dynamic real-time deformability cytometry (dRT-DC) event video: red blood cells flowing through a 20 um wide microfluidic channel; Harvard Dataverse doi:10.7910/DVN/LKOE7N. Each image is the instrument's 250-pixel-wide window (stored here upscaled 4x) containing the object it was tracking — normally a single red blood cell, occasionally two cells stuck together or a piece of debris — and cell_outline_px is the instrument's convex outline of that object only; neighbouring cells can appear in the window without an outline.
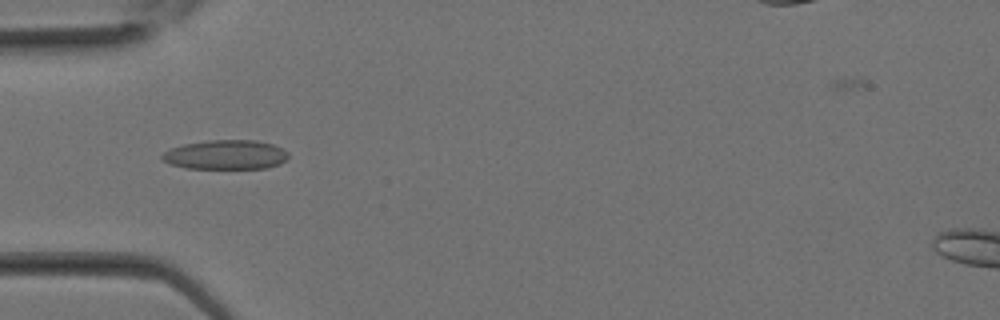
{"species": "Egyptian fruit bat (a non-hibernating species)", "species_latin": "Rousettus aegyptiacus", "temperature_condition": "room temperature", "stored_images_in_passage": 32, "camera_frame_rate_fps": 3000, "um_per_image_px": 0.085, "animal": {"sex": "female"}, "frame": {"image": 1, "passage_image": 10, "time_ms": 3.0, "image_size_px": [1000, 320], "cell_outline_px": [[288, 156], [280, 164], [268, 168], [184, 168], [172, 164], [164, 160], [160, 156], [164, 152], [172, 148], [184, 144], [208, 140], [256, 140], [272, 144], [288, 152]], "centroid_in_image_um": [19.19, 13.15], "position_along_channel_um": 65.8, "area_um2": 21.44}}
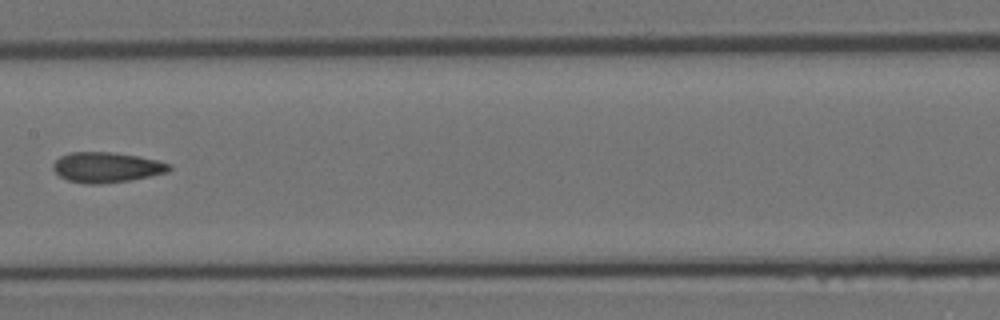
{"frame": {"image": 2, "passage_image": 16, "time_ms": 5.0, "image_size_px": [1000, 320], "cell_outline_px": [[172, 168], [168, 172], [132, 180], [100, 184], [88, 184], [68, 180], [60, 176], [52, 168], [52, 164], [60, 156], [68, 152], [112, 152], [136, 156], [156, 160], [172, 164]], "centroid_in_image_um": [9.06, 14.22], "position_along_channel_um": 198.3, "area_um2": 20.52}}
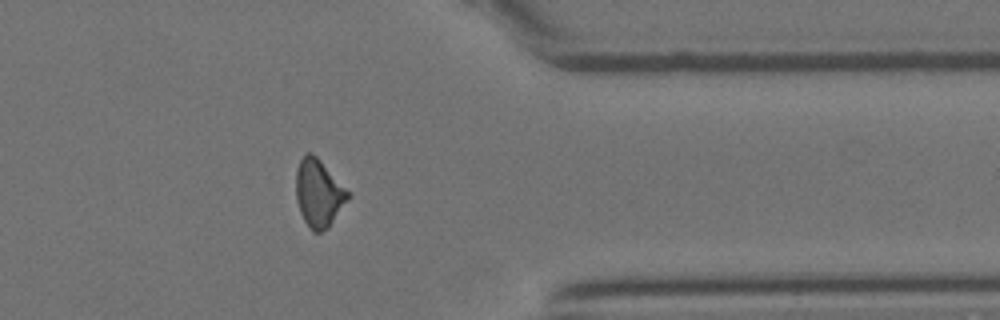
{"frame": {"image": 3, "passage_image": 25, "time_ms": 8.0, "image_size_px": [1000, 320], "cell_outline_px": [[352, 192], [328, 228], [320, 232], [312, 232], [304, 220], [300, 212], [296, 200], [296, 172], [300, 160], [308, 152], [312, 152]], "centroid_in_image_um": [27.1, 16.42], "position_along_channel_um": 384.3, "area_um2": 20.46}}